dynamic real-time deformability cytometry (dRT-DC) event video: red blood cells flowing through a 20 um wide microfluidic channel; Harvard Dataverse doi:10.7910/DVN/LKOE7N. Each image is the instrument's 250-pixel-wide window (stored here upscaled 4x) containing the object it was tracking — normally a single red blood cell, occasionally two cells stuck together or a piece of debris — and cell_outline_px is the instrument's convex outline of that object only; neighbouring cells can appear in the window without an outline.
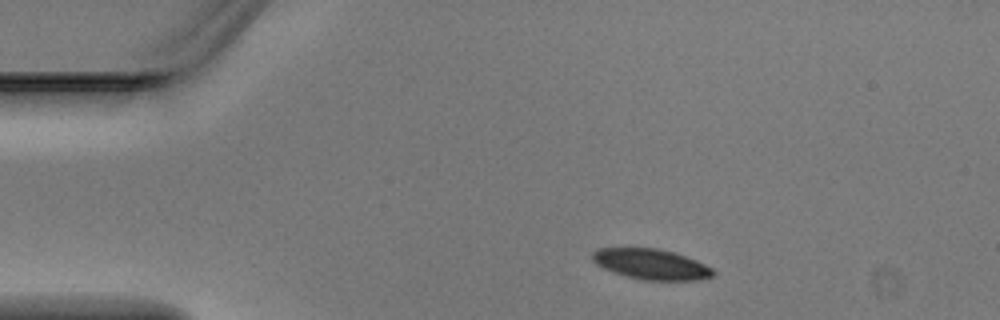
{"species": "Egyptian fruit bat (a non-hibernating species)", "species_latin": "Rousettus aegyptiacus", "temperature_condition": "warm", "stored_images_in_passage": 3, "camera_frame_rate_fps": 3000, "um_per_image_px": 0.085, "animal": {"sex": "male"}, "frame": {"image": 1, "passage_image": 1, "time_ms": 0.0, "image_size_px": [1000, 320], "cell_outline_px": [[716, 272], [712, 276], [700, 280], [644, 280], [612, 272], [596, 264], [592, 260], [592, 252], [596, 248], [656, 248], [672, 252], [696, 260], [712, 268]], "centroid_in_image_um": [55.33, 22.46], "position_along_channel_um": 29.7, "area_um2": 21.33}}
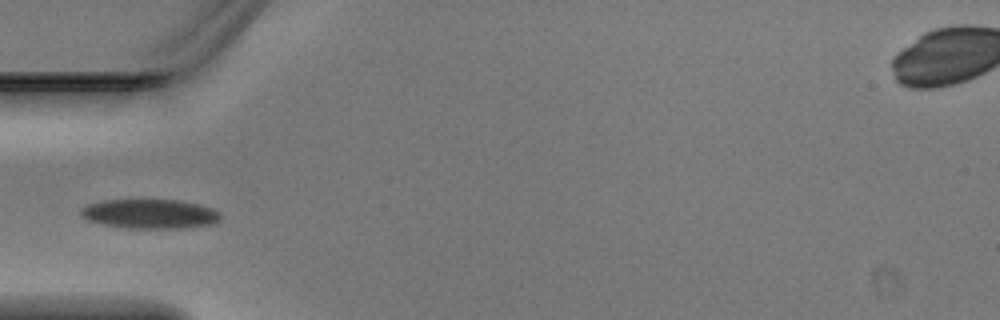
{"frame": {"image": 2, "passage_image": 3, "time_ms": 0.667, "image_size_px": [1000, 320], "cell_outline_px": [[220, 220], [212, 224], [180, 228], [124, 228], [104, 224], [88, 220], [80, 216], [80, 208], [88, 204], [104, 200], [180, 200], [200, 204], [212, 208], [220, 212]], "centroid_in_image_um": [12.74, 18.17], "position_along_channel_um": 72.3, "area_um2": 23.99}}